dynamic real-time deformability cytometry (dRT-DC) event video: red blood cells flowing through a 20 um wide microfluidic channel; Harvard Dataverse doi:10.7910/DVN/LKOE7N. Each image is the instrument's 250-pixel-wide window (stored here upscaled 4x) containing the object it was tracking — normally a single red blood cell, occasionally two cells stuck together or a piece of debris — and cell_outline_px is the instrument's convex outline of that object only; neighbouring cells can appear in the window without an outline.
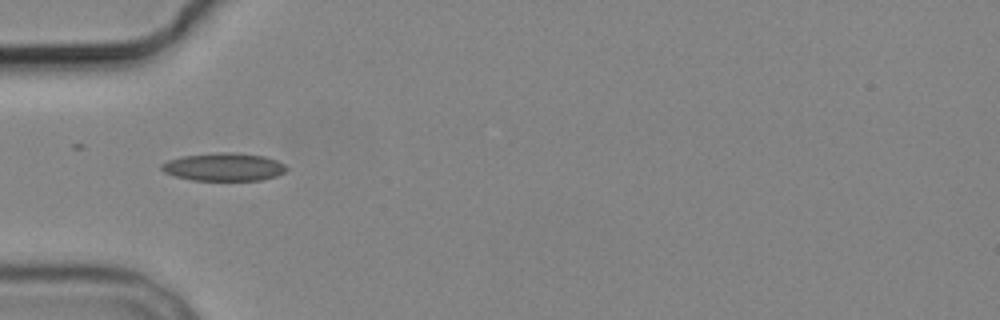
{"species": "common noctule bat (a hibernating species)", "species_latin": "Nyctalus noctula", "temperature_condition": "cold", "stored_images_in_passage": 8, "camera_frame_rate_fps": 3000, "um_per_image_px": 0.085, "animal": {"sex": "male", "body_mass_g": 19.2, "forearm_length_mm": 51.8}, "frame": {"image": 1, "passage_image": 4, "time_ms": 4.667, "image_size_px": [1000, 320], "cell_outline_px": [[288, 168], [284, 172], [276, 176], [260, 180], [192, 180], [176, 176], [164, 172], [160, 168], [160, 164], [168, 160], [184, 156], [216, 152], [232, 152], [264, 156], [276, 160], [284, 164]], "centroid_in_image_um": [19.02, 14.18], "position_along_channel_um": 66.0, "area_um2": 20.29}}
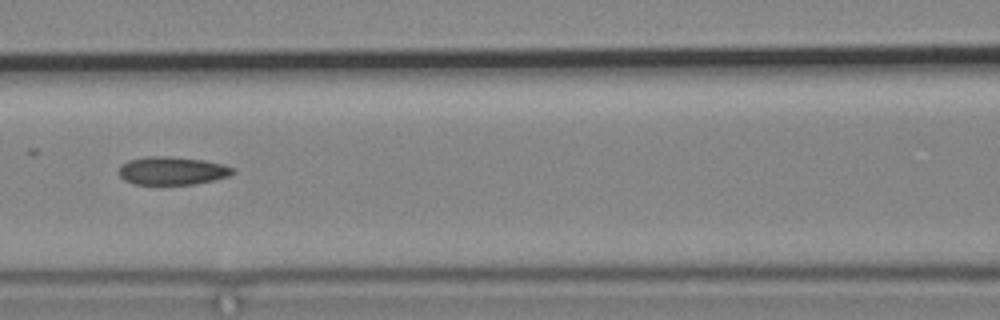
{"frame": {"image": 2, "passage_image": 6, "time_ms": 7.0, "image_size_px": [1000, 320], "cell_outline_px": [[236, 172], [228, 176], [212, 180], [192, 184], [132, 184], [124, 180], [120, 176], [120, 164], [128, 160], [148, 156], [168, 156], [204, 160], [224, 164], [236, 168]], "centroid_in_image_um": [14.65, 14.5], "position_along_channel_um": 152.0, "area_um2": 18.73}}
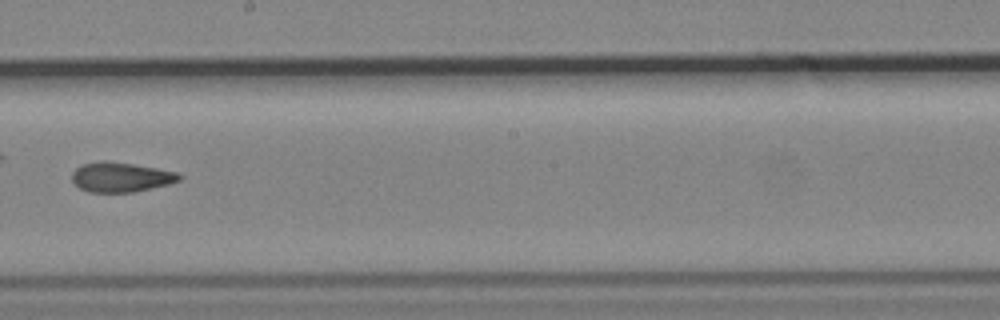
{"frame": {"image": 3, "passage_image": 8, "time_ms": 9.333, "image_size_px": [1000, 320], "cell_outline_px": [[184, 176], [180, 180], [168, 184], [132, 192], [88, 192], [80, 188], [72, 180], [72, 172], [76, 168], [84, 164], [100, 160], [104, 160], [132, 164], [180, 172]], "centroid_in_image_um": [10.29, 15.05], "position_along_channel_um": 237.9, "area_um2": 18.55}}